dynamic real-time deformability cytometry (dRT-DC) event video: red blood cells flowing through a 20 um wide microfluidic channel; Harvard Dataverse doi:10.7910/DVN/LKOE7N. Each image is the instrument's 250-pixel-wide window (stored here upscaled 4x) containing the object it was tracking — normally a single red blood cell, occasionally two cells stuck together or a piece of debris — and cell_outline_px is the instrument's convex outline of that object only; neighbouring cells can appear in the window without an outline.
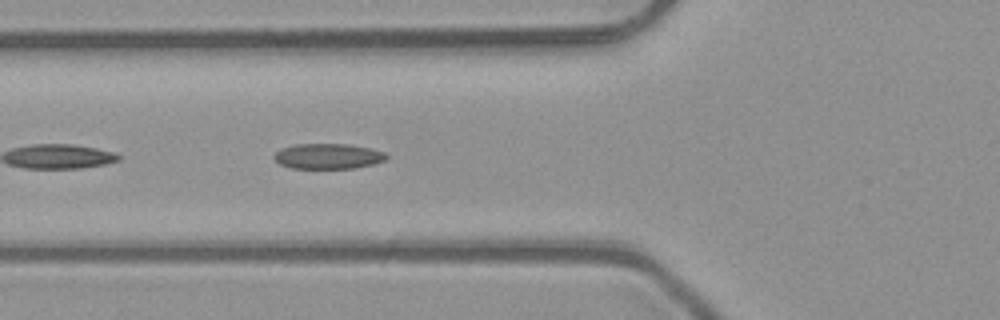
{"species": "common noctule bat (a hibernating species)", "species_latin": "Nyctalus noctula", "temperature_condition": "room temperature", "stored_images_in_passage": 8, "camera_frame_rate_fps": 3000, "um_per_image_px": 0.085, "animal": {"sex": "male", "body_mass_g": 23.1, "forearm_length_mm": 52.7}, "frame": {"image": 1, "passage_image": 4, "time_ms": 1.0, "image_size_px": [1000, 320], "cell_outline_px": [[388, 156], [384, 160], [372, 164], [356, 168], [292, 168], [280, 164], [272, 156], [280, 148], [292, 144], [348, 144], [372, 148], [384, 152]], "centroid_in_image_um": [27.86, 13.27], "position_along_channel_um": 97.9, "area_um2": 16.65}}